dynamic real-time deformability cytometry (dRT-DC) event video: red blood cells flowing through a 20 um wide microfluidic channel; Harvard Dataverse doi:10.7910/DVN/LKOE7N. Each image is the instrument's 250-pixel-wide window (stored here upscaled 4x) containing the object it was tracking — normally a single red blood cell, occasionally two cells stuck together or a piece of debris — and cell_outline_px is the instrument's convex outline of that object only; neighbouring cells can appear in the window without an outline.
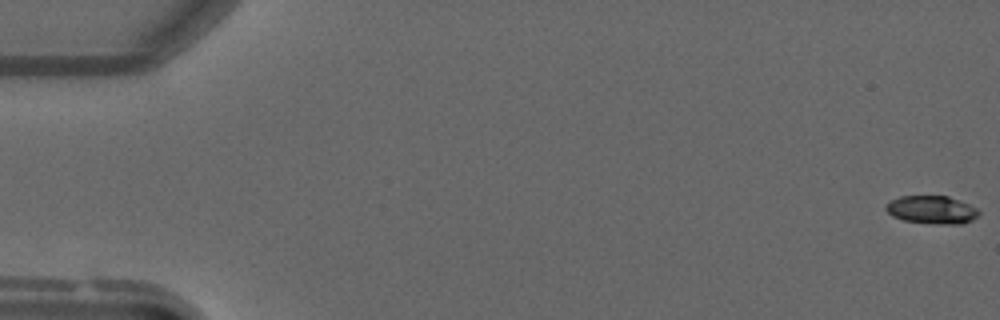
{"species": "common noctule bat (a hibernating species)", "species_latin": "Nyctalus noctula", "temperature_condition": "warm", "stored_images_in_passage": 51, "camera_frame_rate_fps": 3000, "um_per_image_px": 0.085, "animal": {"sex": "male", "forearm_length_mm": 52.5}, "frame": {"image": 1, "passage_image": 1, "time_ms": 0.0, "image_size_px": [1000, 320], "cell_outline_px": [[980, 216], [964, 224], [936, 224], [904, 220], [892, 216], [884, 208], [884, 204], [900, 196], [948, 196], [968, 204], [976, 208], [980, 212]], "centroid_in_image_um": [79.21, 17.84], "position_along_channel_um": 5.8, "area_um2": 15.26}}
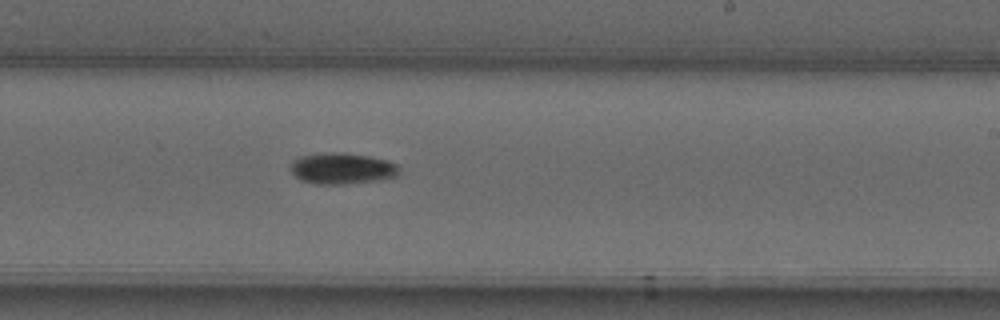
{"frame": {"image": 2, "passage_image": 31, "time_ms": 10.0, "image_size_px": [1000, 320], "cell_outline_px": [[400, 176], [380, 180], [340, 184], [316, 184], [300, 180], [292, 172], [292, 160], [300, 156], [332, 152], [344, 152], [368, 156], [388, 160], [396, 164], [400, 168]], "centroid_in_image_um": [29.13, 14.32], "position_along_channel_um": 259.9, "area_um2": 19.83}}
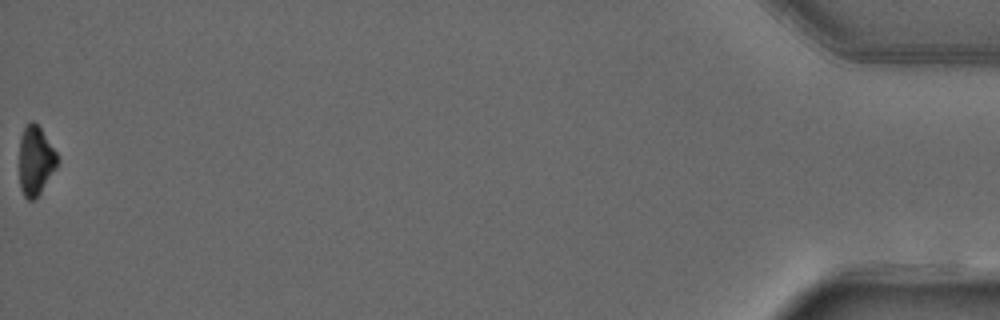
{"frame": {"image": 3, "passage_image": 51, "time_ms": 16.667, "image_size_px": [1000, 320], "cell_outline_px": [[60, 160], [56, 168], [40, 192], [32, 200], [28, 200], [24, 196], [20, 188], [20, 136], [24, 128], [32, 120], [40, 128], [56, 152]], "centroid_in_image_um": [3.03, 13.66], "position_along_channel_um": 432.2, "area_um2": 15.09}}